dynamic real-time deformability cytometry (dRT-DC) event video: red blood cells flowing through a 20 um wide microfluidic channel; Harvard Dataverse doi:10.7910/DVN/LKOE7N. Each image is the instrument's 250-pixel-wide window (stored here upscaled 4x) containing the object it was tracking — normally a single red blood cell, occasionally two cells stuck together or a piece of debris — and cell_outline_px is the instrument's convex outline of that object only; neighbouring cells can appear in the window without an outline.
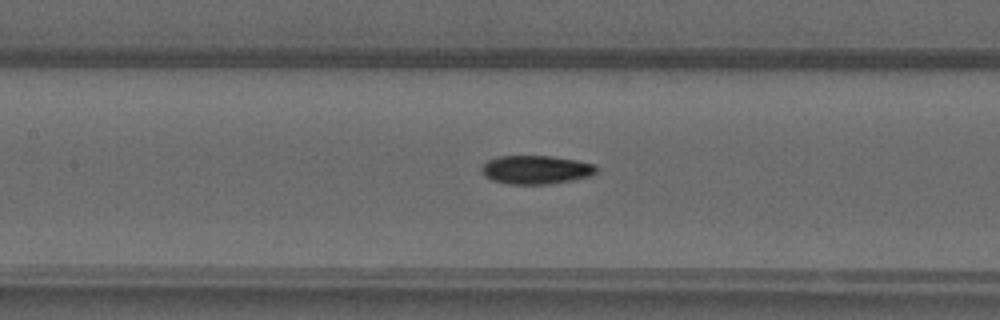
{"species": "common noctule bat (a hibernating species)", "species_latin": "Nyctalus noctula", "temperature_condition": "warm", "stored_images_in_passage": 35, "camera_frame_rate_fps": 3000, "um_per_image_px": 0.085, "animal": {"sex": "male", "forearm_length_mm": 52.5}, "frame": {"image": 1, "passage_image": 9, "time_ms": 2.667, "image_size_px": [1000, 320], "cell_outline_px": [[596, 172], [588, 176], [572, 180], [548, 184], [508, 184], [492, 180], [484, 176], [480, 168], [488, 160], [500, 156], [552, 156], [576, 160], [592, 164], [596, 168]], "centroid_in_image_um": [45.51, 14.43], "position_along_channel_um": 161.9, "area_um2": 18.96}}
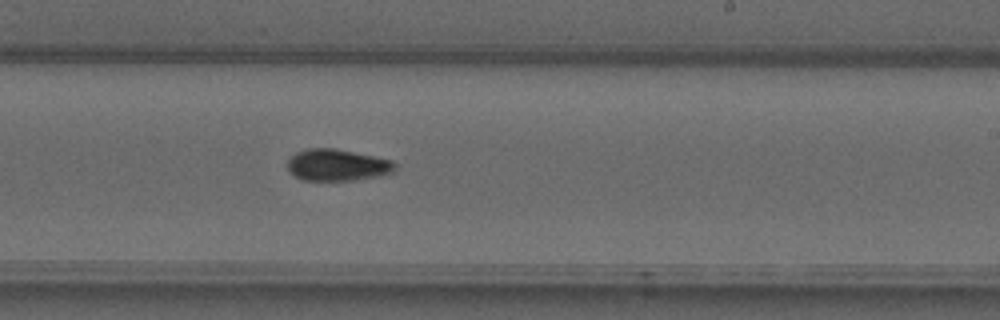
{"frame": {"image": 2, "passage_image": 16, "time_ms": 5.0, "image_size_px": [1000, 320], "cell_outline_px": [[396, 168], [392, 172], [380, 176], [356, 180], [304, 180], [296, 176], [288, 168], [288, 160], [296, 152], [308, 148], [336, 148], [392, 160], [396, 164]], "centroid_in_image_um": [28.7, 14.02], "position_along_channel_um": 260.3, "area_um2": 19.77}}
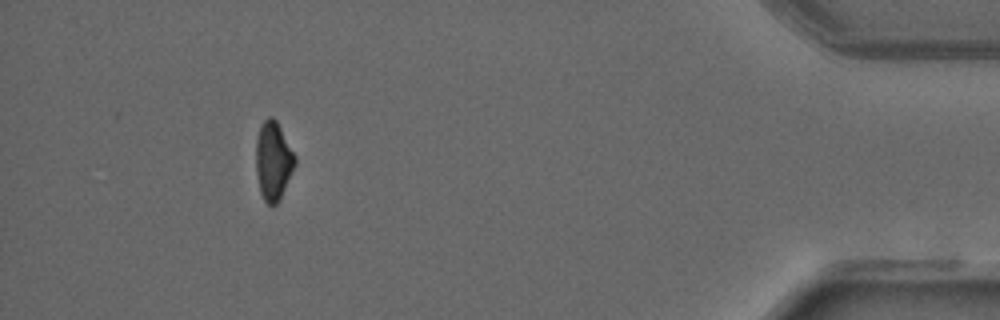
{"frame": {"image": 3, "passage_image": 31, "time_ms": 10.0, "image_size_px": [1000, 320], "cell_outline_px": [[296, 164], [276, 204], [268, 204], [264, 200], [260, 192], [256, 172], [256, 140], [260, 124], [268, 116], [272, 116], [276, 120], [296, 156]], "centroid_in_image_um": [23.21, 13.62], "position_along_channel_um": 412.0, "area_um2": 17.69}}